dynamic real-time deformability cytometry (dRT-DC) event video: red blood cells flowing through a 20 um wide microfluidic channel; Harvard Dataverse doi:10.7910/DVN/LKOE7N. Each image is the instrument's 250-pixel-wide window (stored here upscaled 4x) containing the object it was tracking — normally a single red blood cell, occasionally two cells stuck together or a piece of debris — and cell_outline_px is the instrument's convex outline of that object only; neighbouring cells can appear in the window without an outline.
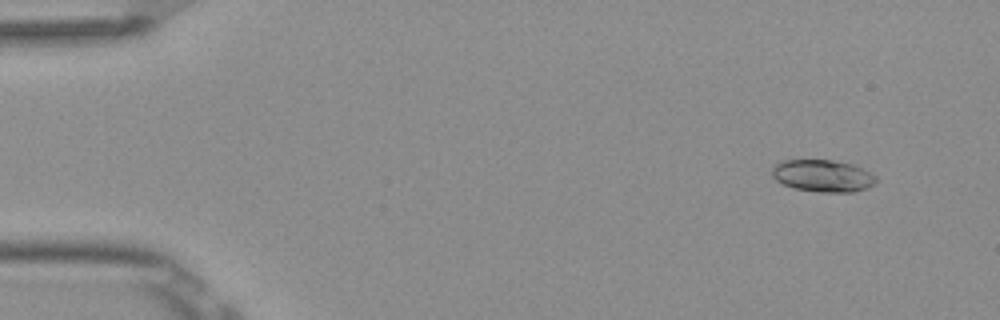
{"species": "Egyptian fruit bat (a non-hibernating species)", "species_latin": "Rousettus aegyptiacus", "temperature_condition": "room temperature", "stored_images_in_passage": 5, "camera_frame_rate_fps": 3000, "um_per_image_px": 0.085, "frame": {"image": 1, "passage_image": 5, "time_ms": 1.333, "image_size_px": [1000, 320], "cell_outline_px": [[880, 180], [876, 184], [868, 188], [852, 192], [820, 192], [796, 188], [784, 184], [776, 180], [772, 176], [772, 168], [776, 164], [784, 160], [832, 160], [852, 164], [876, 176]], "centroid_in_image_um": [69.98, 14.95], "position_along_channel_um": 15.0, "area_um2": 19.42}}